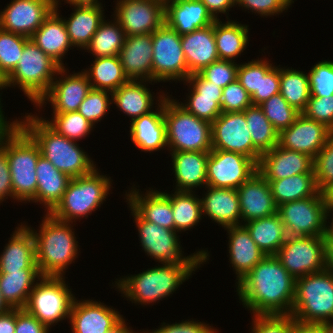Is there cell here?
<instances>
[{
  "label": "cell",
  "instance_id": "cell-46",
  "mask_svg": "<svg viewBox=\"0 0 333 333\" xmlns=\"http://www.w3.org/2000/svg\"><path fill=\"white\" fill-rule=\"evenodd\" d=\"M253 145L263 154L278 145L279 132L273 127L258 105L244 111Z\"/></svg>",
  "mask_w": 333,
  "mask_h": 333
},
{
  "label": "cell",
  "instance_id": "cell-11",
  "mask_svg": "<svg viewBox=\"0 0 333 333\" xmlns=\"http://www.w3.org/2000/svg\"><path fill=\"white\" fill-rule=\"evenodd\" d=\"M130 210L138 228L141 246L150 258L162 264H203L209 259L206 250L183 256L179 236L176 234L178 232L143 220L131 207Z\"/></svg>",
  "mask_w": 333,
  "mask_h": 333
},
{
  "label": "cell",
  "instance_id": "cell-73",
  "mask_svg": "<svg viewBox=\"0 0 333 333\" xmlns=\"http://www.w3.org/2000/svg\"><path fill=\"white\" fill-rule=\"evenodd\" d=\"M325 194L329 205H333V186Z\"/></svg>",
  "mask_w": 333,
  "mask_h": 333
},
{
  "label": "cell",
  "instance_id": "cell-28",
  "mask_svg": "<svg viewBox=\"0 0 333 333\" xmlns=\"http://www.w3.org/2000/svg\"><path fill=\"white\" fill-rule=\"evenodd\" d=\"M181 44L190 75L199 73L219 60L214 38V23L181 35Z\"/></svg>",
  "mask_w": 333,
  "mask_h": 333
},
{
  "label": "cell",
  "instance_id": "cell-53",
  "mask_svg": "<svg viewBox=\"0 0 333 333\" xmlns=\"http://www.w3.org/2000/svg\"><path fill=\"white\" fill-rule=\"evenodd\" d=\"M310 96L326 97L333 95V62L322 61L308 73Z\"/></svg>",
  "mask_w": 333,
  "mask_h": 333
},
{
  "label": "cell",
  "instance_id": "cell-60",
  "mask_svg": "<svg viewBox=\"0 0 333 333\" xmlns=\"http://www.w3.org/2000/svg\"><path fill=\"white\" fill-rule=\"evenodd\" d=\"M162 323L159 329L152 332L145 331L144 333H216L217 329L212 328L209 324L203 322H197L194 320H186L181 323L166 324ZM216 330V331H215Z\"/></svg>",
  "mask_w": 333,
  "mask_h": 333
},
{
  "label": "cell",
  "instance_id": "cell-64",
  "mask_svg": "<svg viewBox=\"0 0 333 333\" xmlns=\"http://www.w3.org/2000/svg\"><path fill=\"white\" fill-rule=\"evenodd\" d=\"M293 333H327L323 324L302 323L294 319Z\"/></svg>",
  "mask_w": 333,
  "mask_h": 333
},
{
  "label": "cell",
  "instance_id": "cell-65",
  "mask_svg": "<svg viewBox=\"0 0 333 333\" xmlns=\"http://www.w3.org/2000/svg\"><path fill=\"white\" fill-rule=\"evenodd\" d=\"M0 333H15V309L0 315Z\"/></svg>",
  "mask_w": 333,
  "mask_h": 333
},
{
  "label": "cell",
  "instance_id": "cell-30",
  "mask_svg": "<svg viewBox=\"0 0 333 333\" xmlns=\"http://www.w3.org/2000/svg\"><path fill=\"white\" fill-rule=\"evenodd\" d=\"M20 226V227H19ZM16 227L11 240L0 254V273L38 269L35 261V240L27 225Z\"/></svg>",
  "mask_w": 333,
  "mask_h": 333
},
{
  "label": "cell",
  "instance_id": "cell-24",
  "mask_svg": "<svg viewBox=\"0 0 333 333\" xmlns=\"http://www.w3.org/2000/svg\"><path fill=\"white\" fill-rule=\"evenodd\" d=\"M156 111H151L131 121L130 139L141 151H158L168 147L166 122L164 118L165 93L159 95Z\"/></svg>",
  "mask_w": 333,
  "mask_h": 333
},
{
  "label": "cell",
  "instance_id": "cell-54",
  "mask_svg": "<svg viewBox=\"0 0 333 333\" xmlns=\"http://www.w3.org/2000/svg\"><path fill=\"white\" fill-rule=\"evenodd\" d=\"M251 333H293L291 314H253Z\"/></svg>",
  "mask_w": 333,
  "mask_h": 333
},
{
  "label": "cell",
  "instance_id": "cell-66",
  "mask_svg": "<svg viewBox=\"0 0 333 333\" xmlns=\"http://www.w3.org/2000/svg\"><path fill=\"white\" fill-rule=\"evenodd\" d=\"M3 106H1V100H0V143L4 135L15 125L16 121L13 122L7 121V119L4 118L3 109H1Z\"/></svg>",
  "mask_w": 333,
  "mask_h": 333
},
{
  "label": "cell",
  "instance_id": "cell-16",
  "mask_svg": "<svg viewBox=\"0 0 333 333\" xmlns=\"http://www.w3.org/2000/svg\"><path fill=\"white\" fill-rule=\"evenodd\" d=\"M257 171V163L252 158L212 149L207 161V186L237 189Z\"/></svg>",
  "mask_w": 333,
  "mask_h": 333
},
{
  "label": "cell",
  "instance_id": "cell-6",
  "mask_svg": "<svg viewBox=\"0 0 333 333\" xmlns=\"http://www.w3.org/2000/svg\"><path fill=\"white\" fill-rule=\"evenodd\" d=\"M110 180L106 175H100L97 168L88 175L71 178L61 200L49 214L71 224L72 220L88 217L108 196Z\"/></svg>",
  "mask_w": 333,
  "mask_h": 333
},
{
  "label": "cell",
  "instance_id": "cell-45",
  "mask_svg": "<svg viewBox=\"0 0 333 333\" xmlns=\"http://www.w3.org/2000/svg\"><path fill=\"white\" fill-rule=\"evenodd\" d=\"M307 73L280 67V94L287 103L302 113L310 98L309 77Z\"/></svg>",
  "mask_w": 333,
  "mask_h": 333
},
{
  "label": "cell",
  "instance_id": "cell-2",
  "mask_svg": "<svg viewBox=\"0 0 333 333\" xmlns=\"http://www.w3.org/2000/svg\"><path fill=\"white\" fill-rule=\"evenodd\" d=\"M16 122L38 144L41 156L70 178L88 175L96 169L94 161L76 141L58 134L42 117L29 114L22 121L16 119Z\"/></svg>",
  "mask_w": 333,
  "mask_h": 333
},
{
  "label": "cell",
  "instance_id": "cell-12",
  "mask_svg": "<svg viewBox=\"0 0 333 333\" xmlns=\"http://www.w3.org/2000/svg\"><path fill=\"white\" fill-rule=\"evenodd\" d=\"M326 194L318 191L309 198L290 201L278 206L277 213L287 237H325L328 208Z\"/></svg>",
  "mask_w": 333,
  "mask_h": 333
},
{
  "label": "cell",
  "instance_id": "cell-38",
  "mask_svg": "<svg viewBox=\"0 0 333 333\" xmlns=\"http://www.w3.org/2000/svg\"><path fill=\"white\" fill-rule=\"evenodd\" d=\"M42 277L39 269H23L0 273V290L12 309H25L36 278Z\"/></svg>",
  "mask_w": 333,
  "mask_h": 333
},
{
  "label": "cell",
  "instance_id": "cell-49",
  "mask_svg": "<svg viewBox=\"0 0 333 333\" xmlns=\"http://www.w3.org/2000/svg\"><path fill=\"white\" fill-rule=\"evenodd\" d=\"M258 106L278 132L288 128L300 114L280 93L271 96Z\"/></svg>",
  "mask_w": 333,
  "mask_h": 333
},
{
  "label": "cell",
  "instance_id": "cell-50",
  "mask_svg": "<svg viewBox=\"0 0 333 333\" xmlns=\"http://www.w3.org/2000/svg\"><path fill=\"white\" fill-rule=\"evenodd\" d=\"M313 163L317 189L326 193L333 186V132L315 156Z\"/></svg>",
  "mask_w": 333,
  "mask_h": 333
},
{
  "label": "cell",
  "instance_id": "cell-43",
  "mask_svg": "<svg viewBox=\"0 0 333 333\" xmlns=\"http://www.w3.org/2000/svg\"><path fill=\"white\" fill-rule=\"evenodd\" d=\"M171 201L174 216V230L186 231L199 223L203 217L201 199L194 192L175 191L174 194L163 192Z\"/></svg>",
  "mask_w": 333,
  "mask_h": 333
},
{
  "label": "cell",
  "instance_id": "cell-74",
  "mask_svg": "<svg viewBox=\"0 0 333 333\" xmlns=\"http://www.w3.org/2000/svg\"><path fill=\"white\" fill-rule=\"evenodd\" d=\"M2 88L3 89L6 88V80H5L4 76L0 73V89L2 90ZM0 100H1V98H0Z\"/></svg>",
  "mask_w": 333,
  "mask_h": 333
},
{
  "label": "cell",
  "instance_id": "cell-51",
  "mask_svg": "<svg viewBox=\"0 0 333 333\" xmlns=\"http://www.w3.org/2000/svg\"><path fill=\"white\" fill-rule=\"evenodd\" d=\"M280 68L273 66L266 59H260L259 92L251 96L253 105H259L271 96L280 93Z\"/></svg>",
  "mask_w": 333,
  "mask_h": 333
},
{
  "label": "cell",
  "instance_id": "cell-59",
  "mask_svg": "<svg viewBox=\"0 0 333 333\" xmlns=\"http://www.w3.org/2000/svg\"><path fill=\"white\" fill-rule=\"evenodd\" d=\"M237 80L252 96L259 92L260 84V60L248 61V63L239 64L237 70Z\"/></svg>",
  "mask_w": 333,
  "mask_h": 333
},
{
  "label": "cell",
  "instance_id": "cell-70",
  "mask_svg": "<svg viewBox=\"0 0 333 333\" xmlns=\"http://www.w3.org/2000/svg\"><path fill=\"white\" fill-rule=\"evenodd\" d=\"M66 3H69L70 5H90L94 3H98V0H65ZM59 0H54V9H58Z\"/></svg>",
  "mask_w": 333,
  "mask_h": 333
},
{
  "label": "cell",
  "instance_id": "cell-1",
  "mask_svg": "<svg viewBox=\"0 0 333 333\" xmlns=\"http://www.w3.org/2000/svg\"><path fill=\"white\" fill-rule=\"evenodd\" d=\"M295 280L275 255H266L237 283L242 305L253 314H291Z\"/></svg>",
  "mask_w": 333,
  "mask_h": 333
},
{
  "label": "cell",
  "instance_id": "cell-3",
  "mask_svg": "<svg viewBox=\"0 0 333 333\" xmlns=\"http://www.w3.org/2000/svg\"><path fill=\"white\" fill-rule=\"evenodd\" d=\"M39 233L28 227L35 240V261L42 276H63L66 268L78 257V241L69 222L46 213Z\"/></svg>",
  "mask_w": 333,
  "mask_h": 333
},
{
  "label": "cell",
  "instance_id": "cell-10",
  "mask_svg": "<svg viewBox=\"0 0 333 333\" xmlns=\"http://www.w3.org/2000/svg\"><path fill=\"white\" fill-rule=\"evenodd\" d=\"M64 280V276H42L36 280L25 307L48 328L69 318L75 296Z\"/></svg>",
  "mask_w": 333,
  "mask_h": 333
},
{
  "label": "cell",
  "instance_id": "cell-31",
  "mask_svg": "<svg viewBox=\"0 0 333 333\" xmlns=\"http://www.w3.org/2000/svg\"><path fill=\"white\" fill-rule=\"evenodd\" d=\"M207 193L201 199L202 213L207 214L223 228L242 225L239 196L236 189L206 186Z\"/></svg>",
  "mask_w": 333,
  "mask_h": 333
},
{
  "label": "cell",
  "instance_id": "cell-58",
  "mask_svg": "<svg viewBox=\"0 0 333 333\" xmlns=\"http://www.w3.org/2000/svg\"><path fill=\"white\" fill-rule=\"evenodd\" d=\"M251 10L260 16H270L283 13V11L290 7L291 0H236V5Z\"/></svg>",
  "mask_w": 333,
  "mask_h": 333
},
{
  "label": "cell",
  "instance_id": "cell-55",
  "mask_svg": "<svg viewBox=\"0 0 333 333\" xmlns=\"http://www.w3.org/2000/svg\"><path fill=\"white\" fill-rule=\"evenodd\" d=\"M252 105L251 96L237 79L222 89V112H242Z\"/></svg>",
  "mask_w": 333,
  "mask_h": 333
},
{
  "label": "cell",
  "instance_id": "cell-41",
  "mask_svg": "<svg viewBox=\"0 0 333 333\" xmlns=\"http://www.w3.org/2000/svg\"><path fill=\"white\" fill-rule=\"evenodd\" d=\"M83 72L93 89L111 93L129 81L118 55L95 58L89 70L85 69Z\"/></svg>",
  "mask_w": 333,
  "mask_h": 333
},
{
  "label": "cell",
  "instance_id": "cell-37",
  "mask_svg": "<svg viewBox=\"0 0 333 333\" xmlns=\"http://www.w3.org/2000/svg\"><path fill=\"white\" fill-rule=\"evenodd\" d=\"M144 82L146 80H129L111 93L114 104L131 117V121L153 111V94Z\"/></svg>",
  "mask_w": 333,
  "mask_h": 333
},
{
  "label": "cell",
  "instance_id": "cell-40",
  "mask_svg": "<svg viewBox=\"0 0 333 333\" xmlns=\"http://www.w3.org/2000/svg\"><path fill=\"white\" fill-rule=\"evenodd\" d=\"M243 225L266 255H275L286 241V230L278 213L251 220Z\"/></svg>",
  "mask_w": 333,
  "mask_h": 333
},
{
  "label": "cell",
  "instance_id": "cell-48",
  "mask_svg": "<svg viewBox=\"0 0 333 333\" xmlns=\"http://www.w3.org/2000/svg\"><path fill=\"white\" fill-rule=\"evenodd\" d=\"M28 39L0 28V73L4 78L15 69Z\"/></svg>",
  "mask_w": 333,
  "mask_h": 333
},
{
  "label": "cell",
  "instance_id": "cell-19",
  "mask_svg": "<svg viewBox=\"0 0 333 333\" xmlns=\"http://www.w3.org/2000/svg\"><path fill=\"white\" fill-rule=\"evenodd\" d=\"M65 67H61L48 92L39 100L37 108L49 101L53 107V113H68L78 111L89 91L92 89L88 77L84 72L67 74ZM63 74V75H62ZM61 75V79H57ZM65 76V77H64Z\"/></svg>",
  "mask_w": 333,
  "mask_h": 333
},
{
  "label": "cell",
  "instance_id": "cell-26",
  "mask_svg": "<svg viewBox=\"0 0 333 333\" xmlns=\"http://www.w3.org/2000/svg\"><path fill=\"white\" fill-rule=\"evenodd\" d=\"M185 82L192 89L187 103L179 104L197 118L212 123L222 113L220 102L223 88L205 80L199 73L190 75Z\"/></svg>",
  "mask_w": 333,
  "mask_h": 333
},
{
  "label": "cell",
  "instance_id": "cell-25",
  "mask_svg": "<svg viewBox=\"0 0 333 333\" xmlns=\"http://www.w3.org/2000/svg\"><path fill=\"white\" fill-rule=\"evenodd\" d=\"M118 56L129 80L153 82L152 34L126 36Z\"/></svg>",
  "mask_w": 333,
  "mask_h": 333
},
{
  "label": "cell",
  "instance_id": "cell-56",
  "mask_svg": "<svg viewBox=\"0 0 333 333\" xmlns=\"http://www.w3.org/2000/svg\"><path fill=\"white\" fill-rule=\"evenodd\" d=\"M235 61L236 60H218L205 67L199 74L205 80L224 88L237 79L239 64H236Z\"/></svg>",
  "mask_w": 333,
  "mask_h": 333
},
{
  "label": "cell",
  "instance_id": "cell-5",
  "mask_svg": "<svg viewBox=\"0 0 333 333\" xmlns=\"http://www.w3.org/2000/svg\"><path fill=\"white\" fill-rule=\"evenodd\" d=\"M6 153L13 199L36 203V165L41 152L34 139L17 122L6 133Z\"/></svg>",
  "mask_w": 333,
  "mask_h": 333
},
{
  "label": "cell",
  "instance_id": "cell-9",
  "mask_svg": "<svg viewBox=\"0 0 333 333\" xmlns=\"http://www.w3.org/2000/svg\"><path fill=\"white\" fill-rule=\"evenodd\" d=\"M164 118L171 152L212 150L211 123L197 118L167 94L164 98Z\"/></svg>",
  "mask_w": 333,
  "mask_h": 333
},
{
  "label": "cell",
  "instance_id": "cell-22",
  "mask_svg": "<svg viewBox=\"0 0 333 333\" xmlns=\"http://www.w3.org/2000/svg\"><path fill=\"white\" fill-rule=\"evenodd\" d=\"M122 315L100 301L75 300L69 315L72 333H107L122 320Z\"/></svg>",
  "mask_w": 333,
  "mask_h": 333
},
{
  "label": "cell",
  "instance_id": "cell-44",
  "mask_svg": "<svg viewBox=\"0 0 333 333\" xmlns=\"http://www.w3.org/2000/svg\"><path fill=\"white\" fill-rule=\"evenodd\" d=\"M125 37L124 30L115 18L113 22L104 19L85 49L94 58L116 56L124 45Z\"/></svg>",
  "mask_w": 333,
  "mask_h": 333
},
{
  "label": "cell",
  "instance_id": "cell-42",
  "mask_svg": "<svg viewBox=\"0 0 333 333\" xmlns=\"http://www.w3.org/2000/svg\"><path fill=\"white\" fill-rule=\"evenodd\" d=\"M277 206L314 196L319 190L314 174H297L280 180H267Z\"/></svg>",
  "mask_w": 333,
  "mask_h": 333
},
{
  "label": "cell",
  "instance_id": "cell-18",
  "mask_svg": "<svg viewBox=\"0 0 333 333\" xmlns=\"http://www.w3.org/2000/svg\"><path fill=\"white\" fill-rule=\"evenodd\" d=\"M54 10V0H13L0 12V28L30 38Z\"/></svg>",
  "mask_w": 333,
  "mask_h": 333
},
{
  "label": "cell",
  "instance_id": "cell-4",
  "mask_svg": "<svg viewBox=\"0 0 333 333\" xmlns=\"http://www.w3.org/2000/svg\"><path fill=\"white\" fill-rule=\"evenodd\" d=\"M163 265V266H162ZM116 279V288L132 303L150 304L170 296L200 264H165Z\"/></svg>",
  "mask_w": 333,
  "mask_h": 333
},
{
  "label": "cell",
  "instance_id": "cell-13",
  "mask_svg": "<svg viewBox=\"0 0 333 333\" xmlns=\"http://www.w3.org/2000/svg\"><path fill=\"white\" fill-rule=\"evenodd\" d=\"M153 81H186L190 76L181 35L166 23L152 33Z\"/></svg>",
  "mask_w": 333,
  "mask_h": 333
},
{
  "label": "cell",
  "instance_id": "cell-35",
  "mask_svg": "<svg viewBox=\"0 0 333 333\" xmlns=\"http://www.w3.org/2000/svg\"><path fill=\"white\" fill-rule=\"evenodd\" d=\"M100 2L90 5H74V12L68 20L63 19L73 47L85 48L104 20Z\"/></svg>",
  "mask_w": 333,
  "mask_h": 333
},
{
  "label": "cell",
  "instance_id": "cell-33",
  "mask_svg": "<svg viewBox=\"0 0 333 333\" xmlns=\"http://www.w3.org/2000/svg\"><path fill=\"white\" fill-rule=\"evenodd\" d=\"M229 233V261L237 274V279H242L266 254L257 246L247 228L237 225L224 228Z\"/></svg>",
  "mask_w": 333,
  "mask_h": 333
},
{
  "label": "cell",
  "instance_id": "cell-15",
  "mask_svg": "<svg viewBox=\"0 0 333 333\" xmlns=\"http://www.w3.org/2000/svg\"><path fill=\"white\" fill-rule=\"evenodd\" d=\"M212 149L231 151L252 158L257 164L261 152L253 145L244 112H222L211 123Z\"/></svg>",
  "mask_w": 333,
  "mask_h": 333
},
{
  "label": "cell",
  "instance_id": "cell-72",
  "mask_svg": "<svg viewBox=\"0 0 333 333\" xmlns=\"http://www.w3.org/2000/svg\"><path fill=\"white\" fill-rule=\"evenodd\" d=\"M325 329L327 330V333H333V318L331 320H327L323 323Z\"/></svg>",
  "mask_w": 333,
  "mask_h": 333
},
{
  "label": "cell",
  "instance_id": "cell-27",
  "mask_svg": "<svg viewBox=\"0 0 333 333\" xmlns=\"http://www.w3.org/2000/svg\"><path fill=\"white\" fill-rule=\"evenodd\" d=\"M215 19L200 0H166L165 23L179 35L210 26Z\"/></svg>",
  "mask_w": 333,
  "mask_h": 333
},
{
  "label": "cell",
  "instance_id": "cell-71",
  "mask_svg": "<svg viewBox=\"0 0 333 333\" xmlns=\"http://www.w3.org/2000/svg\"><path fill=\"white\" fill-rule=\"evenodd\" d=\"M12 308L7 304L0 290V315L8 312Z\"/></svg>",
  "mask_w": 333,
  "mask_h": 333
},
{
  "label": "cell",
  "instance_id": "cell-7",
  "mask_svg": "<svg viewBox=\"0 0 333 333\" xmlns=\"http://www.w3.org/2000/svg\"><path fill=\"white\" fill-rule=\"evenodd\" d=\"M61 66L45 54L30 38L15 69L5 78L6 87L19 86L36 105L48 92Z\"/></svg>",
  "mask_w": 333,
  "mask_h": 333
},
{
  "label": "cell",
  "instance_id": "cell-8",
  "mask_svg": "<svg viewBox=\"0 0 333 333\" xmlns=\"http://www.w3.org/2000/svg\"><path fill=\"white\" fill-rule=\"evenodd\" d=\"M291 315L302 323L323 324L333 318V274L325 269L297 278Z\"/></svg>",
  "mask_w": 333,
  "mask_h": 333
},
{
  "label": "cell",
  "instance_id": "cell-47",
  "mask_svg": "<svg viewBox=\"0 0 333 333\" xmlns=\"http://www.w3.org/2000/svg\"><path fill=\"white\" fill-rule=\"evenodd\" d=\"M52 120L45 122L58 134L70 140L77 141L86 137L93 130V124L78 111L68 113H53ZM92 129V130H91Z\"/></svg>",
  "mask_w": 333,
  "mask_h": 333
},
{
  "label": "cell",
  "instance_id": "cell-39",
  "mask_svg": "<svg viewBox=\"0 0 333 333\" xmlns=\"http://www.w3.org/2000/svg\"><path fill=\"white\" fill-rule=\"evenodd\" d=\"M248 26L228 20L222 23L220 19L214 22V38L219 60L235 59L246 49L248 41Z\"/></svg>",
  "mask_w": 333,
  "mask_h": 333
},
{
  "label": "cell",
  "instance_id": "cell-36",
  "mask_svg": "<svg viewBox=\"0 0 333 333\" xmlns=\"http://www.w3.org/2000/svg\"><path fill=\"white\" fill-rule=\"evenodd\" d=\"M37 190L36 202L42 204L49 213L61 200L71 178L60 172L43 156H40L36 165Z\"/></svg>",
  "mask_w": 333,
  "mask_h": 333
},
{
  "label": "cell",
  "instance_id": "cell-61",
  "mask_svg": "<svg viewBox=\"0 0 333 333\" xmlns=\"http://www.w3.org/2000/svg\"><path fill=\"white\" fill-rule=\"evenodd\" d=\"M49 328L26 309H15V333H48Z\"/></svg>",
  "mask_w": 333,
  "mask_h": 333
},
{
  "label": "cell",
  "instance_id": "cell-34",
  "mask_svg": "<svg viewBox=\"0 0 333 333\" xmlns=\"http://www.w3.org/2000/svg\"><path fill=\"white\" fill-rule=\"evenodd\" d=\"M54 9L42 25L30 37L31 40L61 67L62 57L67 53L72 43L69 39L64 20Z\"/></svg>",
  "mask_w": 333,
  "mask_h": 333
},
{
  "label": "cell",
  "instance_id": "cell-21",
  "mask_svg": "<svg viewBox=\"0 0 333 333\" xmlns=\"http://www.w3.org/2000/svg\"><path fill=\"white\" fill-rule=\"evenodd\" d=\"M313 162L307 154L277 145L261 154L257 168L266 180H280L297 174H314Z\"/></svg>",
  "mask_w": 333,
  "mask_h": 333
},
{
  "label": "cell",
  "instance_id": "cell-63",
  "mask_svg": "<svg viewBox=\"0 0 333 333\" xmlns=\"http://www.w3.org/2000/svg\"><path fill=\"white\" fill-rule=\"evenodd\" d=\"M207 8L212 17L217 20V14L223 13L227 15L229 9L236 5V0H200Z\"/></svg>",
  "mask_w": 333,
  "mask_h": 333
},
{
  "label": "cell",
  "instance_id": "cell-20",
  "mask_svg": "<svg viewBox=\"0 0 333 333\" xmlns=\"http://www.w3.org/2000/svg\"><path fill=\"white\" fill-rule=\"evenodd\" d=\"M331 133L332 131L324 124L300 113L288 128L279 132L278 145L307 154L314 159Z\"/></svg>",
  "mask_w": 333,
  "mask_h": 333
},
{
  "label": "cell",
  "instance_id": "cell-14",
  "mask_svg": "<svg viewBox=\"0 0 333 333\" xmlns=\"http://www.w3.org/2000/svg\"><path fill=\"white\" fill-rule=\"evenodd\" d=\"M275 256L294 279L323 271L326 269L325 237H287Z\"/></svg>",
  "mask_w": 333,
  "mask_h": 333
},
{
  "label": "cell",
  "instance_id": "cell-62",
  "mask_svg": "<svg viewBox=\"0 0 333 333\" xmlns=\"http://www.w3.org/2000/svg\"><path fill=\"white\" fill-rule=\"evenodd\" d=\"M7 196V197H6ZM8 196L13 198L11 174L6 153V134L0 143V203Z\"/></svg>",
  "mask_w": 333,
  "mask_h": 333
},
{
  "label": "cell",
  "instance_id": "cell-29",
  "mask_svg": "<svg viewBox=\"0 0 333 333\" xmlns=\"http://www.w3.org/2000/svg\"><path fill=\"white\" fill-rule=\"evenodd\" d=\"M149 189L151 191L142 195L139 193V189L133 186V189L128 192L129 194H125L129 207L143 220L174 230V216L170 199L161 191Z\"/></svg>",
  "mask_w": 333,
  "mask_h": 333
},
{
  "label": "cell",
  "instance_id": "cell-57",
  "mask_svg": "<svg viewBox=\"0 0 333 333\" xmlns=\"http://www.w3.org/2000/svg\"><path fill=\"white\" fill-rule=\"evenodd\" d=\"M302 114L309 119L324 124L333 132V95L326 97L310 96Z\"/></svg>",
  "mask_w": 333,
  "mask_h": 333
},
{
  "label": "cell",
  "instance_id": "cell-52",
  "mask_svg": "<svg viewBox=\"0 0 333 333\" xmlns=\"http://www.w3.org/2000/svg\"><path fill=\"white\" fill-rule=\"evenodd\" d=\"M108 93L111 95V92L92 88L80 104L78 112L95 125V122L102 120L110 108L109 105L113 103Z\"/></svg>",
  "mask_w": 333,
  "mask_h": 333
},
{
  "label": "cell",
  "instance_id": "cell-32",
  "mask_svg": "<svg viewBox=\"0 0 333 333\" xmlns=\"http://www.w3.org/2000/svg\"><path fill=\"white\" fill-rule=\"evenodd\" d=\"M170 154L176 178V191L193 192L192 190L198 186H207L209 152L173 151Z\"/></svg>",
  "mask_w": 333,
  "mask_h": 333
},
{
  "label": "cell",
  "instance_id": "cell-68",
  "mask_svg": "<svg viewBox=\"0 0 333 333\" xmlns=\"http://www.w3.org/2000/svg\"><path fill=\"white\" fill-rule=\"evenodd\" d=\"M107 333H134L133 330L126 326L124 318L115 325L112 329L108 330Z\"/></svg>",
  "mask_w": 333,
  "mask_h": 333
},
{
  "label": "cell",
  "instance_id": "cell-17",
  "mask_svg": "<svg viewBox=\"0 0 333 333\" xmlns=\"http://www.w3.org/2000/svg\"><path fill=\"white\" fill-rule=\"evenodd\" d=\"M115 19L126 36L152 34L165 23V2L160 0H117Z\"/></svg>",
  "mask_w": 333,
  "mask_h": 333
},
{
  "label": "cell",
  "instance_id": "cell-69",
  "mask_svg": "<svg viewBox=\"0 0 333 333\" xmlns=\"http://www.w3.org/2000/svg\"><path fill=\"white\" fill-rule=\"evenodd\" d=\"M326 269L333 274V245H326Z\"/></svg>",
  "mask_w": 333,
  "mask_h": 333
},
{
  "label": "cell",
  "instance_id": "cell-23",
  "mask_svg": "<svg viewBox=\"0 0 333 333\" xmlns=\"http://www.w3.org/2000/svg\"><path fill=\"white\" fill-rule=\"evenodd\" d=\"M241 222L261 219L277 213L276 205L268 181L257 171L239 188Z\"/></svg>",
  "mask_w": 333,
  "mask_h": 333
},
{
  "label": "cell",
  "instance_id": "cell-67",
  "mask_svg": "<svg viewBox=\"0 0 333 333\" xmlns=\"http://www.w3.org/2000/svg\"><path fill=\"white\" fill-rule=\"evenodd\" d=\"M333 211V205H328L327 212H326V217H328ZM331 224L330 226L327 224L326 225V231H325V240H326V245H333V218L332 222H328Z\"/></svg>",
  "mask_w": 333,
  "mask_h": 333
}]
</instances>
